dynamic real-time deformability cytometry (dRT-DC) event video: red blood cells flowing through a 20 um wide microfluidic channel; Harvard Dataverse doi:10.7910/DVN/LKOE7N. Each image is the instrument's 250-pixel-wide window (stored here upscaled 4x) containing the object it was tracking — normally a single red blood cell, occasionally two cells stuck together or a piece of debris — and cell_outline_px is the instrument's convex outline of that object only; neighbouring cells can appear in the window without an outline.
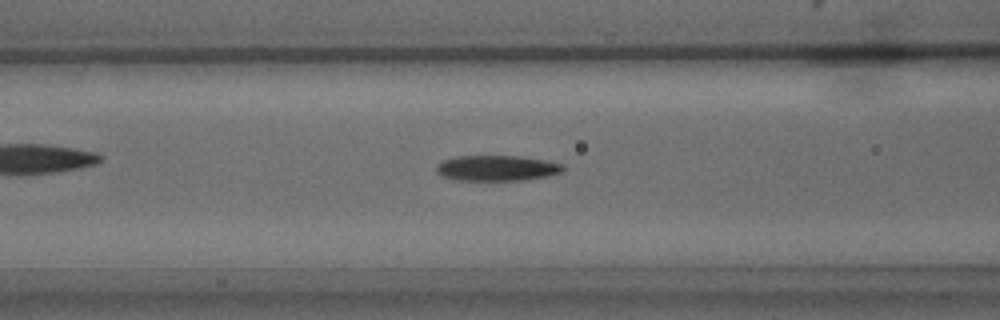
{"species": "common noctule bat (a hibernating species)", "species_latin": "Nyctalus noctula", "temperature_condition": "warm", "stored_images_in_passage": 34, "camera_frame_rate_fps": 3000, "um_per_image_px": 0.085, "animal": {"sex": "male", "body_mass_g": 15.6}, "frame": {"image": 1, "passage_image": 10, "time_ms": 3.0, "image_size_px": [1000, 320], "cell_outline_px": [[564, 172], [524, 180], [456, 180], [444, 176], [436, 172], [436, 164], [440, 160], [456, 156], [520, 156], [544, 160], [564, 164]], "centroid_in_image_um": [42.21, 14.28], "position_along_channel_um": 124.4, "area_um2": 18.9}}
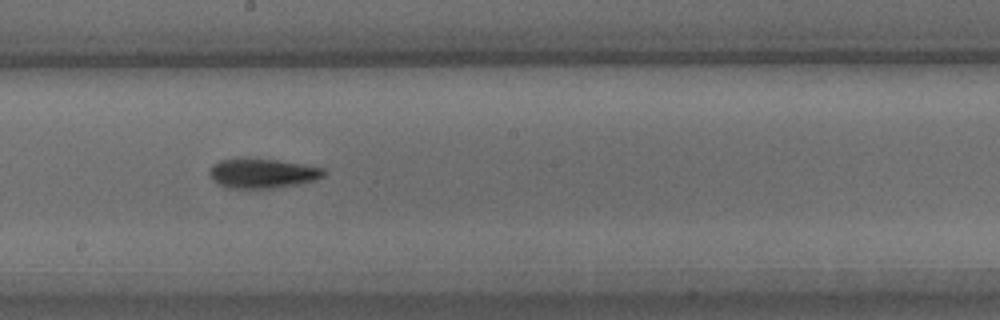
{"frame": {"image": 2, "passage_image": 16, "time_ms": 5.0, "image_size_px": [1000, 320], "cell_outline_px": [[324, 176], [316, 180], [300, 184], [272, 188], [228, 188], [216, 184], [212, 180], [208, 172], [208, 168], [212, 164], [220, 160], [240, 156], [244, 156], [276, 160], [324, 168]], "centroid_in_image_um": [22.21, 14.71], "position_along_channel_um": 226.0, "area_um2": 20.29}}
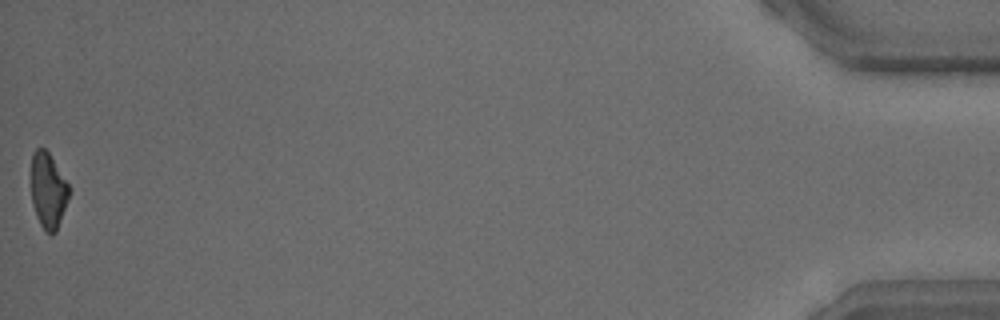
{"frame": {"image": 3, "passage_image": 34, "time_ms": 11.0, "image_size_px": [1000, 320], "cell_outline_px": [[72, 192], [56, 232], [52, 236], [40, 224], [36, 216], [32, 204], [32, 156], [36, 148], [44, 148], [48, 152], [68, 184]], "centroid_in_image_um": [4.12, 16.23], "position_along_channel_um": 431.1, "area_um2": 16.65}}